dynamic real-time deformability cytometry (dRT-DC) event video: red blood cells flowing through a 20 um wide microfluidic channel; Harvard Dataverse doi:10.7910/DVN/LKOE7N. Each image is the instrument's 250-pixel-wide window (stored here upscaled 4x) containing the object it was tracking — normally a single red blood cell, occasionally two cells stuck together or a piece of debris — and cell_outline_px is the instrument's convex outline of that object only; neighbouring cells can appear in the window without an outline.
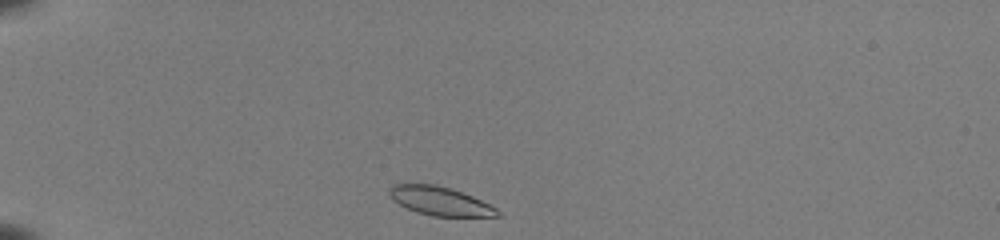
{"species": "common noctule bat (a hibernating species)", "species_latin": "Nyctalus noctula", "temperature_condition": "room temperature", "stored_images_in_passage": 38, "camera_frame_rate_fps": 3000, "um_per_image_px": 0.085, "animal": {"sex": "female", "body_mass_g": 22.0, "forearm_length_mm": 56.7}, "frame": {"image": 1, "passage_image": 1, "time_ms": 0.0, "image_size_px": [1000, 240], "cell_outline_px": [[500, 216], [432, 216], [416, 212], [392, 200], [388, 192], [388, 188], [392, 184], [404, 180], [436, 184], [472, 196], [496, 208], [500, 212]], "centroid_in_image_um": [37.27, 17.03], "position_along_channel_um": 47.7, "area_um2": 18.5}}
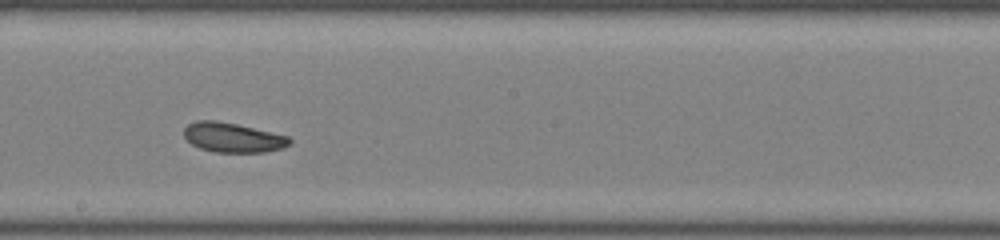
{"frame": {"image": 2, "passage_image": 18, "time_ms": 5.667, "image_size_px": [1000, 240], "cell_outline_px": [[292, 144], [284, 148], [264, 152], [216, 152], [200, 148], [192, 144], [184, 136], [184, 128], [188, 124], [196, 120], [216, 120], [236, 124], [288, 136], [292, 140]], "centroid_in_image_um": [19.8, 11.69], "position_along_channel_um": 228.4, "area_um2": 18.21}}
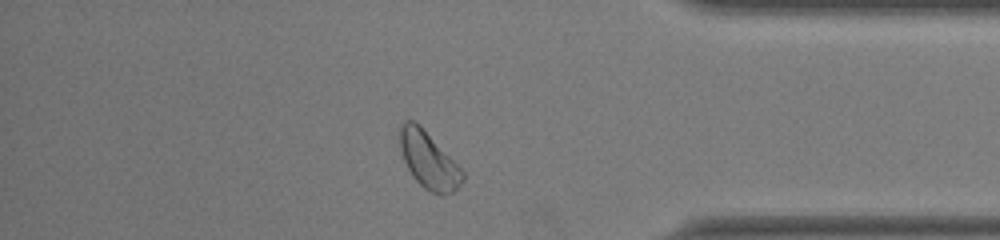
{"frame": {"image": 3, "passage_image": 32, "time_ms": 10.333, "image_size_px": [1000, 240], "cell_outline_px": [[464, 180], [452, 192], [444, 196], [440, 196], [424, 188], [412, 176], [404, 160], [400, 148], [400, 128], [404, 120], [412, 120], [420, 124], [464, 172]], "centroid_in_image_um": [36.43, 13.62], "position_along_channel_um": 398.8, "area_um2": 20.52}, "authors_computed_cell_mechanics": {"area_um2": 18.7272, "velocity_mm_per_s": 3.9285, "shape_relaxation_time_tau1_ms": 5.7234, "shape_relaxation_time_tau2_ms": 4.3274, "deformation_change_tau1": 0.1399, "deformation_change_tau2": 0.0921}}